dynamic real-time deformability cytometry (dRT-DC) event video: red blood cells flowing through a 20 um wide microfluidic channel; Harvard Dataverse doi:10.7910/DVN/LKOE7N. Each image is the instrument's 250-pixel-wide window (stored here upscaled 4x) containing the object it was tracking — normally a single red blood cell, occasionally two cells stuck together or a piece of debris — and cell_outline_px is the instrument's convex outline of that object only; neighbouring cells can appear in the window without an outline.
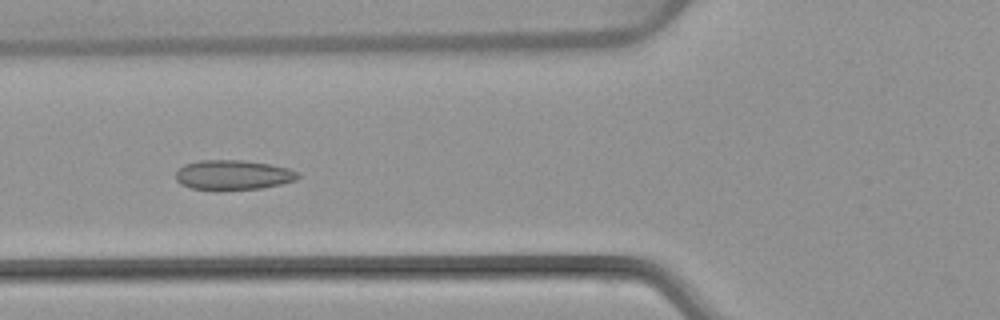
{"species": "common noctule bat (a hibernating species)", "species_latin": "Nyctalus noctula", "temperature_condition": "warm", "stored_images_in_passage": 53, "camera_frame_rate_fps": 3000, "um_per_image_px": 0.085, "animal": {"sex": "female", "body_mass_g": 22.7, "forearm_length_mm": 54.2}, "frame": {"image": 1, "passage_image": 20, "time_ms": 6.333, "image_size_px": [1000, 320], "cell_outline_px": [[300, 176], [296, 180], [280, 184], [260, 188], [220, 192], [212, 192], [192, 188], [180, 184], [176, 180], [176, 172], [184, 164], [200, 160], [244, 160], [272, 164], [288, 168], [300, 172]], "centroid_in_image_um": [19.8, 14.89], "position_along_channel_um": 106.0, "area_um2": 21.91}}
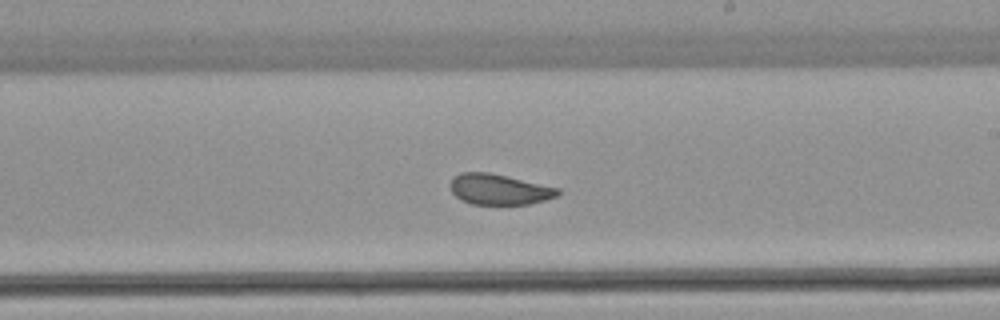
{"frame": {"image": 2, "passage_image": 31, "time_ms": 10.0, "image_size_px": [1000, 320], "cell_outline_px": [[560, 196], [528, 204], [472, 204], [460, 200], [452, 192], [448, 184], [452, 176], [460, 172], [488, 172], [508, 176], [560, 188]], "centroid_in_image_um": [42.4, 16.08], "position_along_channel_um": 246.6, "area_um2": 19.48}}
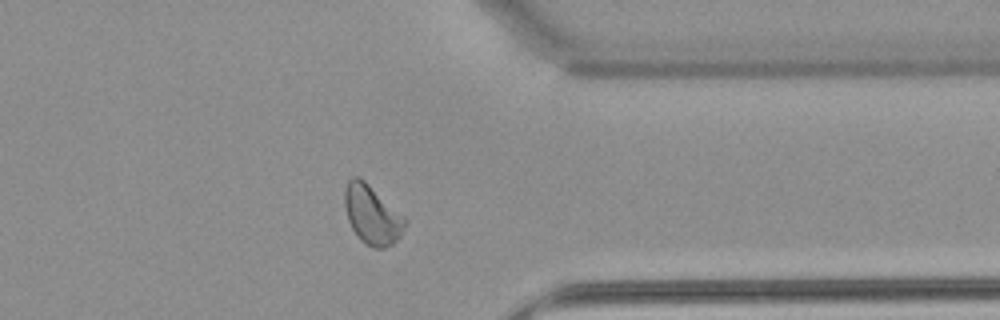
{"frame": {"image": 3, "passage_image": 42, "time_ms": 13.667, "image_size_px": [1000, 320], "cell_outline_px": [[408, 220], [400, 236], [392, 244], [384, 248], [372, 248], [364, 244], [360, 240], [352, 228], [348, 220], [344, 204], [344, 188], [348, 180], [352, 176], [360, 176], [404, 216]], "centroid_in_image_um": [31.61, 18.25], "position_along_channel_um": 379.8, "area_um2": 20.87}, "authors_computed_cell_mechanics": {"area_um2": 20.9236, "velocity_mm_per_s": 3.848, "shape_relaxation_time_tau1_ms": null, "shape_relaxation_time_tau2_ms": 1.3198, "deformation_change_tau1": null, "deformation_change_tau2": 0.0518}}